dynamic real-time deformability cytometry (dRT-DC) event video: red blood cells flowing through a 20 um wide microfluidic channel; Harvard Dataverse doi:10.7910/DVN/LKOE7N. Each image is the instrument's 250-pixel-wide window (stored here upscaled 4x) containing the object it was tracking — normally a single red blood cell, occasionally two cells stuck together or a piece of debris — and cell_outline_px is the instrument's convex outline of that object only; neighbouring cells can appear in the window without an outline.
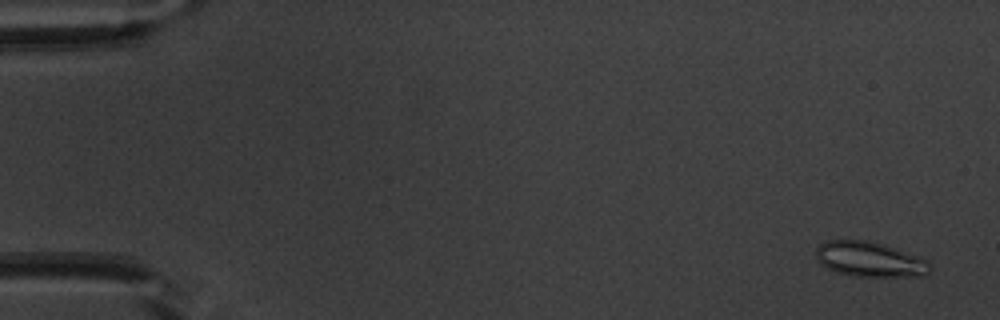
{"species": "common noctule bat (a hibernating species)", "species_latin": "Nyctalus noctula", "temperature_condition": "warm", "stored_images_in_passage": 55, "segment_of_instrument_passage": [1, 2], "camera_frame_rate_fps": 3000, "um_per_image_px": 0.085, "animal": {"sex": "male", "body_mass_g": 20.1, "forearm_length_mm": 53.5}, "frame": {"image": 1, "passage_image": 3, "time_ms": 0.667, "image_size_px": [1000, 320], "cell_outline_px": [[932, 268], [924, 276], [852, 276], [836, 272], [820, 264], [816, 260], [816, 248], [820, 244], [828, 240], [868, 240], [884, 244], [896, 248], [928, 260]], "centroid_in_image_um": [73.92, 22.04], "position_along_channel_um": 11.1, "area_um2": 23.41}}
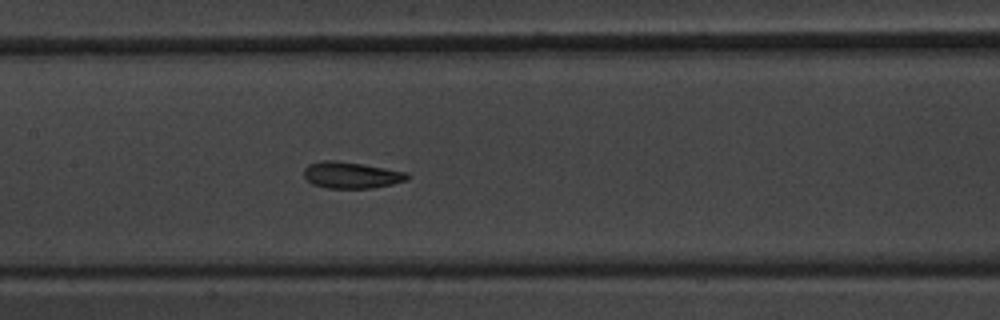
{"frame": {"image": 2, "passage_image": 27, "time_ms": 8.667, "image_size_px": [1000, 320], "cell_outline_px": [[412, 176], [408, 180], [392, 184], [372, 188], [328, 188], [312, 184], [304, 176], [304, 168], [308, 164], [324, 160], [336, 160], [364, 164], [408, 172]], "centroid_in_image_um": [29.9, 14.88], "position_along_channel_um": 177.5, "area_um2": 16.13}}
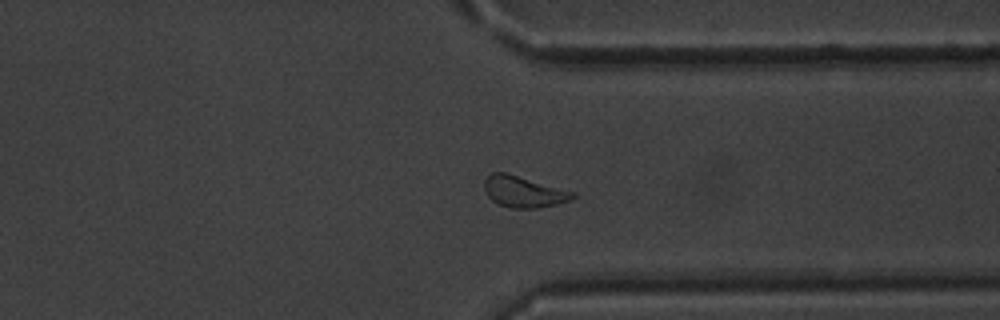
{"frame": {"image": 3, "passage_image": 42, "time_ms": 13.667, "image_size_px": [1000, 320], "cell_outline_px": [[576, 196], [568, 200], [556, 204], [536, 208], [512, 208], [500, 204], [492, 200], [488, 196], [484, 188], [484, 180], [492, 172], [508, 172], [576, 192]], "centroid_in_image_um": [44.51, 16.27], "position_along_channel_um": 366.9, "area_um2": 16.13}}